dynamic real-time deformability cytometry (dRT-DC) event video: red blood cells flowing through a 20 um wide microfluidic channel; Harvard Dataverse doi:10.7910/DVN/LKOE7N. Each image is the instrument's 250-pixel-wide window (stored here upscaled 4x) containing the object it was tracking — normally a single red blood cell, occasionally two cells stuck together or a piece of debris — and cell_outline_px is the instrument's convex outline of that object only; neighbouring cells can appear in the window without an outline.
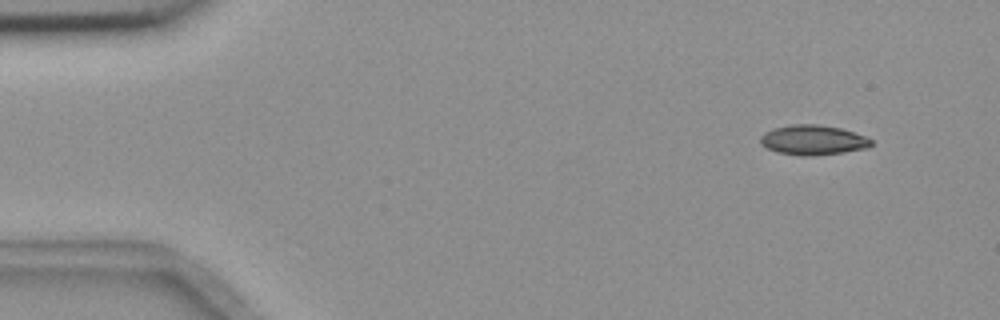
{"species": "common noctule bat (a hibernating species)", "species_latin": "Nyctalus noctula", "temperature_condition": "room temperature", "stored_images_in_passage": 6, "segment_of_instrument_passage": [1, 2], "camera_frame_rate_fps": 3000, "um_per_image_px": 0.085, "animal": {"sex": "female", "body_mass_g": 18.4}, "frame": {"image": 1, "passage_image": 2, "time_ms": 1.0, "image_size_px": [1000, 320], "cell_outline_px": [[872, 144], [868, 148], [844, 152], [808, 156], [800, 156], [776, 152], [760, 144], [760, 136], [764, 132], [776, 128], [792, 124], [816, 124], [840, 128], [864, 136], [872, 140]], "centroid_in_image_um": [69.08, 11.91], "position_along_channel_um": 15.9, "area_um2": 19.19}}